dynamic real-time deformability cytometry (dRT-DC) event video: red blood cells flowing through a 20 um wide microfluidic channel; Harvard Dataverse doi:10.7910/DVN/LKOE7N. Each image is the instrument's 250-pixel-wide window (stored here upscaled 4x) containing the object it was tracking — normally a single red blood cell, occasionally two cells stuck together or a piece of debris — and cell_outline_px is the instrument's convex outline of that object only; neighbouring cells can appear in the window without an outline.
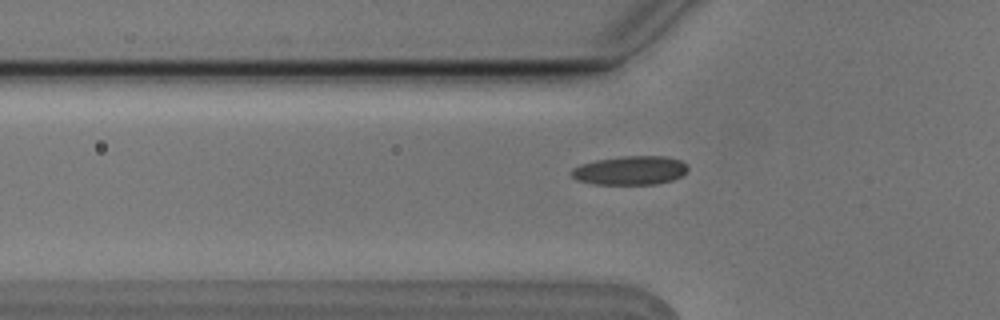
{"species": "Egyptian fruit bat (a non-hibernating species)", "species_latin": "Rousettus aegyptiacus", "temperature_condition": "cold", "stored_images_in_passage": 3, "camera_frame_rate_fps": 3000, "um_per_image_px": 0.085, "animal": {"sex": "male"}, "frame": {"image": 1, "passage_image": 3, "time_ms": 0.667, "image_size_px": [1000, 320], "cell_outline_px": [[688, 168], [680, 176], [672, 180], [656, 184], [592, 184], [576, 180], [572, 176], [572, 168], [580, 164], [596, 160], [624, 156], [664, 156], [680, 160]], "centroid_in_image_um": [53.52, 14.49], "position_along_channel_um": 72.3, "area_um2": 19.42}}